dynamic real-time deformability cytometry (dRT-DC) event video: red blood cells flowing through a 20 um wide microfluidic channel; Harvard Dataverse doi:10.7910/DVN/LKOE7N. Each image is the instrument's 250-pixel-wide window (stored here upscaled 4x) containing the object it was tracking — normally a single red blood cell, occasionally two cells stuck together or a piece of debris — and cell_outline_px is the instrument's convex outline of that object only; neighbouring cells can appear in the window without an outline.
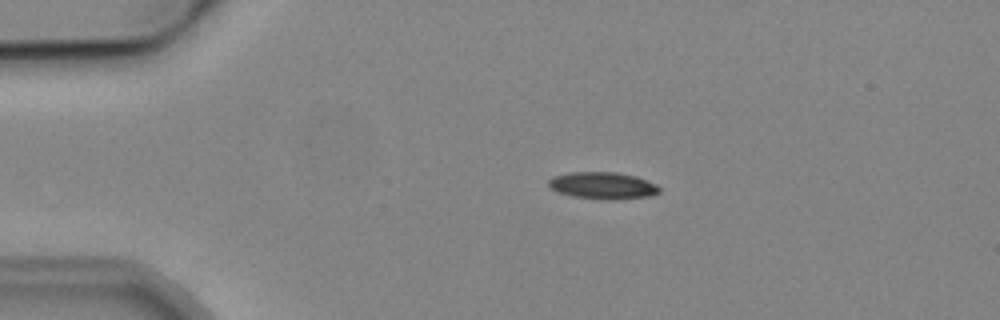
{"species": "common noctule bat (a hibernating species)", "species_latin": "Nyctalus noctula", "temperature_condition": "cold", "stored_images_in_passage": 5, "camera_frame_rate_fps": 3000, "um_per_image_px": 0.085, "animal": {"sex": "male", "body_mass_g": 19.2, "forearm_length_mm": 51.8}, "frame": {"image": 1, "passage_image": 3, "time_ms": 3.667, "image_size_px": [1000, 320], "cell_outline_px": [[660, 192], [648, 196], [616, 200], [604, 200], [572, 196], [560, 192], [552, 188], [548, 184], [548, 180], [552, 176], [568, 172], [616, 172], [636, 176], [656, 184], [660, 188]], "centroid_in_image_um": [51.24, 15.77], "position_along_channel_um": 33.8, "area_um2": 17.46}}
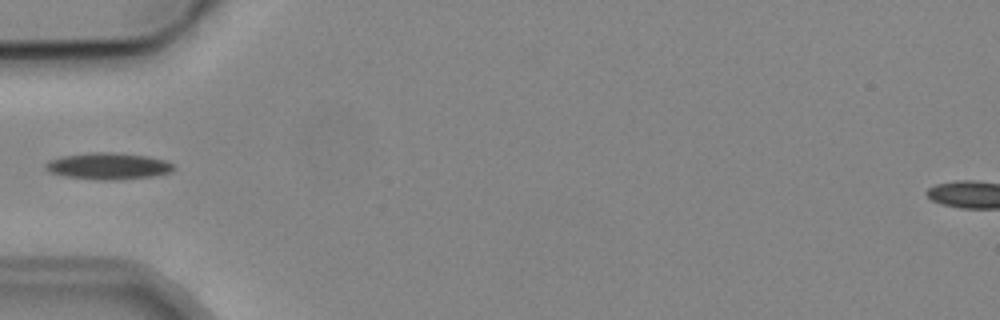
{"frame": {"image": 2, "passage_image": 5, "time_ms": 6.0, "image_size_px": [1000, 320], "cell_outline_px": [[176, 168], [172, 172], [152, 176], [112, 180], [100, 180], [64, 176], [52, 172], [44, 168], [44, 164], [48, 160], [64, 156], [92, 152], [112, 152], [148, 156], [168, 160]], "centroid_in_image_um": [9.23, 14.11], "position_along_channel_um": 75.8, "area_um2": 19.88}}